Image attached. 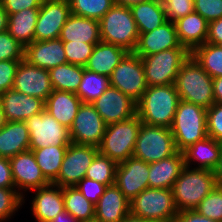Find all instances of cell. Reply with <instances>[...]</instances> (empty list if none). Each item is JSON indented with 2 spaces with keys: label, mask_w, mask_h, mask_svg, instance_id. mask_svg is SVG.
Wrapping results in <instances>:
<instances>
[{
  "label": "cell",
  "mask_w": 222,
  "mask_h": 222,
  "mask_svg": "<svg viewBox=\"0 0 222 222\" xmlns=\"http://www.w3.org/2000/svg\"><path fill=\"white\" fill-rule=\"evenodd\" d=\"M215 103H222V77L213 78Z\"/></svg>",
  "instance_id": "db71d44e"
},
{
  "label": "cell",
  "mask_w": 222,
  "mask_h": 222,
  "mask_svg": "<svg viewBox=\"0 0 222 222\" xmlns=\"http://www.w3.org/2000/svg\"><path fill=\"white\" fill-rule=\"evenodd\" d=\"M25 47L8 31L0 33V61L24 59Z\"/></svg>",
  "instance_id": "7bdbcfd3"
},
{
  "label": "cell",
  "mask_w": 222,
  "mask_h": 222,
  "mask_svg": "<svg viewBox=\"0 0 222 222\" xmlns=\"http://www.w3.org/2000/svg\"><path fill=\"white\" fill-rule=\"evenodd\" d=\"M190 55L187 48H172L141 57L147 85L174 84L180 68Z\"/></svg>",
  "instance_id": "9c48e42d"
},
{
  "label": "cell",
  "mask_w": 222,
  "mask_h": 222,
  "mask_svg": "<svg viewBox=\"0 0 222 222\" xmlns=\"http://www.w3.org/2000/svg\"><path fill=\"white\" fill-rule=\"evenodd\" d=\"M71 14L100 20L114 5L113 0H68Z\"/></svg>",
  "instance_id": "f35d334b"
},
{
  "label": "cell",
  "mask_w": 222,
  "mask_h": 222,
  "mask_svg": "<svg viewBox=\"0 0 222 222\" xmlns=\"http://www.w3.org/2000/svg\"><path fill=\"white\" fill-rule=\"evenodd\" d=\"M84 66L64 63L49 70L54 90L75 93L79 89Z\"/></svg>",
  "instance_id": "d6a6232c"
},
{
  "label": "cell",
  "mask_w": 222,
  "mask_h": 222,
  "mask_svg": "<svg viewBox=\"0 0 222 222\" xmlns=\"http://www.w3.org/2000/svg\"><path fill=\"white\" fill-rule=\"evenodd\" d=\"M199 214L222 222V186H216L195 209Z\"/></svg>",
  "instance_id": "ab89813d"
},
{
  "label": "cell",
  "mask_w": 222,
  "mask_h": 222,
  "mask_svg": "<svg viewBox=\"0 0 222 222\" xmlns=\"http://www.w3.org/2000/svg\"><path fill=\"white\" fill-rule=\"evenodd\" d=\"M9 160L14 186L15 188H19L18 192L21 189L34 190L50 183L37 165L32 150L19 153Z\"/></svg>",
  "instance_id": "ac0fdd59"
},
{
  "label": "cell",
  "mask_w": 222,
  "mask_h": 222,
  "mask_svg": "<svg viewBox=\"0 0 222 222\" xmlns=\"http://www.w3.org/2000/svg\"><path fill=\"white\" fill-rule=\"evenodd\" d=\"M101 41L111 43L133 52L139 32L130 8L114 4L99 20Z\"/></svg>",
  "instance_id": "5b68a950"
},
{
  "label": "cell",
  "mask_w": 222,
  "mask_h": 222,
  "mask_svg": "<svg viewBox=\"0 0 222 222\" xmlns=\"http://www.w3.org/2000/svg\"><path fill=\"white\" fill-rule=\"evenodd\" d=\"M110 86L119 89L136 103L148 88L141 57L128 52L109 76Z\"/></svg>",
  "instance_id": "30bf717a"
},
{
  "label": "cell",
  "mask_w": 222,
  "mask_h": 222,
  "mask_svg": "<svg viewBox=\"0 0 222 222\" xmlns=\"http://www.w3.org/2000/svg\"><path fill=\"white\" fill-rule=\"evenodd\" d=\"M142 121L135 115L130 119L106 126L99 152L117 164L133 156Z\"/></svg>",
  "instance_id": "8992f818"
},
{
  "label": "cell",
  "mask_w": 222,
  "mask_h": 222,
  "mask_svg": "<svg viewBox=\"0 0 222 222\" xmlns=\"http://www.w3.org/2000/svg\"><path fill=\"white\" fill-rule=\"evenodd\" d=\"M174 23L180 44L190 52L206 42L209 22L199 13L193 12Z\"/></svg>",
  "instance_id": "4316f807"
},
{
  "label": "cell",
  "mask_w": 222,
  "mask_h": 222,
  "mask_svg": "<svg viewBox=\"0 0 222 222\" xmlns=\"http://www.w3.org/2000/svg\"><path fill=\"white\" fill-rule=\"evenodd\" d=\"M68 146H48L41 149H33L37 165L44 177L53 183L60 171L61 164Z\"/></svg>",
  "instance_id": "836d02e7"
},
{
  "label": "cell",
  "mask_w": 222,
  "mask_h": 222,
  "mask_svg": "<svg viewBox=\"0 0 222 222\" xmlns=\"http://www.w3.org/2000/svg\"><path fill=\"white\" fill-rule=\"evenodd\" d=\"M179 101L174 84L148 86L136 103V115L143 124L170 128Z\"/></svg>",
  "instance_id": "6da1fadb"
},
{
  "label": "cell",
  "mask_w": 222,
  "mask_h": 222,
  "mask_svg": "<svg viewBox=\"0 0 222 222\" xmlns=\"http://www.w3.org/2000/svg\"><path fill=\"white\" fill-rule=\"evenodd\" d=\"M185 166L183 152L149 164V188L171 189Z\"/></svg>",
  "instance_id": "cb8c5ba5"
},
{
  "label": "cell",
  "mask_w": 222,
  "mask_h": 222,
  "mask_svg": "<svg viewBox=\"0 0 222 222\" xmlns=\"http://www.w3.org/2000/svg\"><path fill=\"white\" fill-rule=\"evenodd\" d=\"M30 136L29 150L48 146H68L71 143L69 129L60 124L45 109L24 121Z\"/></svg>",
  "instance_id": "8fae6325"
},
{
  "label": "cell",
  "mask_w": 222,
  "mask_h": 222,
  "mask_svg": "<svg viewBox=\"0 0 222 222\" xmlns=\"http://www.w3.org/2000/svg\"><path fill=\"white\" fill-rule=\"evenodd\" d=\"M114 4H118V5H122L128 8H131L132 6L142 3V2H146L149 0H113Z\"/></svg>",
  "instance_id": "680465c9"
},
{
  "label": "cell",
  "mask_w": 222,
  "mask_h": 222,
  "mask_svg": "<svg viewBox=\"0 0 222 222\" xmlns=\"http://www.w3.org/2000/svg\"><path fill=\"white\" fill-rule=\"evenodd\" d=\"M99 148L91 145L70 143L65 152L59 175L53 182L64 188L76 186L86 175Z\"/></svg>",
  "instance_id": "7c38bea8"
},
{
  "label": "cell",
  "mask_w": 222,
  "mask_h": 222,
  "mask_svg": "<svg viewBox=\"0 0 222 222\" xmlns=\"http://www.w3.org/2000/svg\"><path fill=\"white\" fill-rule=\"evenodd\" d=\"M63 198L65 210L79 222H92L95 219V205L90 202L76 186L64 187Z\"/></svg>",
  "instance_id": "e575fe53"
},
{
  "label": "cell",
  "mask_w": 222,
  "mask_h": 222,
  "mask_svg": "<svg viewBox=\"0 0 222 222\" xmlns=\"http://www.w3.org/2000/svg\"><path fill=\"white\" fill-rule=\"evenodd\" d=\"M180 100L205 109L214 103L213 78L190 55L177 74L175 83Z\"/></svg>",
  "instance_id": "3957f363"
},
{
  "label": "cell",
  "mask_w": 222,
  "mask_h": 222,
  "mask_svg": "<svg viewBox=\"0 0 222 222\" xmlns=\"http://www.w3.org/2000/svg\"><path fill=\"white\" fill-rule=\"evenodd\" d=\"M130 213V201L114 184L107 186L95 205L96 222H121Z\"/></svg>",
  "instance_id": "603a6c76"
},
{
  "label": "cell",
  "mask_w": 222,
  "mask_h": 222,
  "mask_svg": "<svg viewBox=\"0 0 222 222\" xmlns=\"http://www.w3.org/2000/svg\"><path fill=\"white\" fill-rule=\"evenodd\" d=\"M50 222H79L72 214L64 210L60 212L53 220Z\"/></svg>",
  "instance_id": "11a10c76"
},
{
  "label": "cell",
  "mask_w": 222,
  "mask_h": 222,
  "mask_svg": "<svg viewBox=\"0 0 222 222\" xmlns=\"http://www.w3.org/2000/svg\"><path fill=\"white\" fill-rule=\"evenodd\" d=\"M207 134L222 143V103H214L207 108Z\"/></svg>",
  "instance_id": "f6af8a7d"
},
{
  "label": "cell",
  "mask_w": 222,
  "mask_h": 222,
  "mask_svg": "<svg viewBox=\"0 0 222 222\" xmlns=\"http://www.w3.org/2000/svg\"><path fill=\"white\" fill-rule=\"evenodd\" d=\"M173 222H218L202 216L196 210L180 211L178 212Z\"/></svg>",
  "instance_id": "f5cc1de1"
},
{
  "label": "cell",
  "mask_w": 222,
  "mask_h": 222,
  "mask_svg": "<svg viewBox=\"0 0 222 222\" xmlns=\"http://www.w3.org/2000/svg\"><path fill=\"white\" fill-rule=\"evenodd\" d=\"M0 103L6 121H22L44 110L45 102L42 99L28 96L9 89L0 96Z\"/></svg>",
  "instance_id": "ffe728a7"
},
{
  "label": "cell",
  "mask_w": 222,
  "mask_h": 222,
  "mask_svg": "<svg viewBox=\"0 0 222 222\" xmlns=\"http://www.w3.org/2000/svg\"><path fill=\"white\" fill-rule=\"evenodd\" d=\"M106 123L91 103H82L69 128L71 143L99 147Z\"/></svg>",
  "instance_id": "4fadbf2b"
},
{
  "label": "cell",
  "mask_w": 222,
  "mask_h": 222,
  "mask_svg": "<svg viewBox=\"0 0 222 222\" xmlns=\"http://www.w3.org/2000/svg\"><path fill=\"white\" fill-rule=\"evenodd\" d=\"M59 38L62 42L99 43L100 23L96 19L71 14L61 29Z\"/></svg>",
  "instance_id": "83f0119b"
},
{
  "label": "cell",
  "mask_w": 222,
  "mask_h": 222,
  "mask_svg": "<svg viewBox=\"0 0 222 222\" xmlns=\"http://www.w3.org/2000/svg\"><path fill=\"white\" fill-rule=\"evenodd\" d=\"M130 213L152 222H173L178 211L171 189L147 188L130 202Z\"/></svg>",
  "instance_id": "52a82bcc"
},
{
  "label": "cell",
  "mask_w": 222,
  "mask_h": 222,
  "mask_svg": "<svg viewBox=\"0 0 222 222\" xmlns=\"http://www.w3.org/2000/svg\"><path fill=\"white\" fill-rule=\"evenodd\" d=\"M163 6L166 18L171 22L194 12V0H165Z\"/></svg>",
  "instance_id": "ee69618b"
},
{
  "label": "cell",
  "mask_w": 222,
  "mask_h": 222,
  "mask_svg": "<svg viewBox=\"0 0 222 222\" xmlns=\"http://www.w3.org/2000/svg\"><path fill=\"white\" fill-rule=\"evenodd\" d=\"M33 191L37 192L32 200V212L37 222H50L65 210L62 187L49 183Z\"/></svg>",
  "instance_id": "7402d4cb"
},
{
  "label": "cell",
  "mask_w": 222,
  "mask_h": 222,
  "mask_svg": "<svg viewBox=\"0 0 222 222\" xmlns=\"http://www.w3.org/2000/svg\"><path fill=\"white\" fill-rule=\"evenodd\" d=\"M172 48L186 47L179 42L175 23L167 21L150 32L140 33L133 52L143 57Z\"/></svg>",
  "instance_id": "d6986e66"
},
{
  "label": "cell",
  "mask_w": 222,
  "mask_h": 222,
  "mask_svg": "<svg viewBox=\"0 0 222 222\" xmlns=\"http://www.w3.org/2000/svg\"><path fill=\"white\" fill-rule=\"evenodd\" d=\"M121 222H152V221L145 220L140 217H136L132 215L131 213H129Z\"/></svg>",
  "instance_id": "91938a15"
},
{
  "label": "cell",
  "mask_w": 222,
  "mask_h": 222,
  "mask_svg": "<svg viewBox=\"0 0 222 222\" xmlns=\"http://www.w3.org/2000/svg\"><path fill=\"white\" fill-rule=\"evenodd\" d=\"M106 125L130 119L136 115V102L119 89L109 86L91 103Z\"/></svg>",
  "instance_id": "e0dca14e"
},
{
  "label": "cell",
  "mask_w": 222,
  "mask_h": 222,
  "mask_svg": "<svg viewBox=\"0 0 222 222\" xmlns=\"http://www.w3.org/2000/svg\"><path fill=\"white\" fill-rule=\"evenodd\" d=\"M76 187L90 202L94 205L98 203L100 197L104 194L106 185L101 184L95 180L84 177Z\"/></svg>",
  "instance_id": "c3c4849f"
},
{
  "label": "cell",
  "mask_w": 222,
  "mask_h": 222,
  "mask_svg": "<svg viewBox=\"0 0 222 222\" xmlns=\"http://www.w3.org/2000/svg\"><path fill=\"white\" fill-rule=\"evenodd\" d=\"M21 60L0 61V96L12 89L17 67Z\"/></svg>",
  "instance_id": "7dc6e473"
},
{
  "label": "cell",
  "mask_w": 222,
  "mask_h": 222,
  "mask_svg": "<svg viewBox=\"0 0 222 222\" xmlns=\"http://www.w3.org/2000/svg\"><path fill=\"white\" fill-rule=\"evenodd\" d=\"M221 150L222 143L207 136L183 151L185 165L189 167L191 161L196 160L199 162L196 168L214 171L218 165Z\"/></svg>",
  "instance_id": "f546056e"
},
{
  "label": "cell",
  "mask_w": 222,
  "mask_h": 222,
  "mask_svg": "<svg viewBox=\"0 0 222 222\" xmlns=\"http://www.w3.org/2000/svg\"><path fill=\"white\" fill-rule=\"evenodd\" d=\"M13 89L19 93L42 99L44 102L52 93L53 86L49 71L22 59L17 67Z\"/></svg>",
  "instance_id": "9a60e30c"
},
{
  "label": "cell",
  "mask_w": 222,
  "mask_h": 222,
  "mask_svg": "<svg viewBox=\"0 0 222 222\" xmlns=\"http://www.w3.org/2000/svg\"><path fill=\"white\" fill-rule=\"evenodd\" d=\"M128 51L120 46L100 41L93 49L85 69L97 74L110 76Z\"/></svg>",
  "instance_id": "f1b7e54d"
},
{
  "label": "cell",
  "mask_w": 222,
  "mask_h": 222,
  "mask_svg": "<svg viewBox=\"0 0 222 222\" xmlns=\"http://www.w3.org/2000/svg\"><path fill=\"white\" fill-rule=\"evenodd\" d=\"M40 8H28L8 15V32L24 47L34 41L35 26Z\"/></svg>",
  "instance_id": "1f68e13d"
},
{
  "label": "cell",
  "mask_w": 222,
  "mask_h": 222,
  "mask_svg": "<svg viewBox=\"0 0 222 222\" xmlns=\"http://www.w3.org/2000/svg\"><path fill=\"white\" fill-rule=\"evenodd\" d=\"M97 43L63 42L67 63L85 66Z\"/></svg>",
  "instance_id": "60d3db41"
},
{
  "label": "cell",
  "mask_w": 222,
  "mask_h": 222,
  "mask_svg": "<svg viewBox=\"0 0 222 222\" xmlns=\"http://www.w3.org/2000/svg\"><path fill=\"white\" fill-rule=\"evenodd\" d=\"M133 18L139 34L150 32L167 22L163 3L158 0H149L132 6Z\"/></svg>",
  "instance_id": "4dcf8cb0"
},
{
  "label": "cell",
  "mask_w": 222,
  "mask_h": 222,
  "mask_svg": "<svg viewBox=\"0 0 222 222\" xmlns=\"http://www.w3.org/2000/svg\"><path fill=\"white\" fill-rule=\"evenodd\" d=\"M8 30V14L0 4V33Z\"/></svg>",
  "instance_id": "9f6ffc18"
},
{
  "label": "cell",
  "mask_w": 222,
  "mask_h": 222,
  "mask_svg": "<svg viewBox=\"0 0 222 222\" xmlns=\"http://www.w3.org/2000/svg\"><path fill=\"white\" fill-rule=\"evenodd\" d=\"M184 166L171 188L178 212L195 210L216 186L214 171Z\"/></svg>",
  "instance_id": "7a4b0ae2"
},
{
  "label": "cell",
  "mask_w": 222,
  "mask_h": 222,
  "mask_svg": "<svg viewBox=\"0 0 222 222\" xmlns=\"http://www.w3.org/2000/svg\"><path fill=\"white\" fill-rule=\"evenodd\" d=\"M148 174L149 163L132 156L117 165L115 185L131 202L139 193L149 188Z\"/></svg>",
  "instance_id": "2e32d148"
},
{
  "label": "cell",
  "mask_w": 222,
  "mask_h": 222,
  "mask_svg": "<svg viewBox=\"0 0 222 222\" xmlns=\"http://www.w3.org/2000/svg\"><path fill=\"white\" fill-rule=\"evenodd\" d=\"M82 103L75 93L53 90L45 101L44 109L69 129Z\"/></svg>",
  "instance_id": "d4e9b609"
},
{
  "label": "cell",
  "mask_w": 222,
  "mask_h": 222,
  "mask_svg": "<svg viewBox=\"0 0 222 222\" xmlns=\"http://www.w3.org/2000/svg\"><path fill=\"white\" fill-rule=\"evenodd\" d=\"M23 200V192H18L15 188H0V222L11 218Z\"/></svg>",
  "instance_id": "b9f144b4"
},
{
  "label": "cell",
  "mask_w": 222,
  "mask_h": 222,
  "mask_svg": "<svg viewBox=\"0 0 222 222\" xmlns=\"http://www.w3.org/2000/svg\"><path fill=\"white\" fill-rule=\"evenodd\" d=\"M206 42L214 45L222 44V18L209 22Z\"/></svg>",
  "instance_id": "816d5d0a"
},
{
  "label": "cell",
  "mask_w": 222,
  "mask_h": 222,
  "mask_svg": "<svg viewBox=\"0 0 222 222\" xmlns=\"http://www.w3.org/2000/svg\"><path fill=\"white\" fill-rule=\"evenodd\" d=\"M43 0H0L7 14H14L28 8H40Z\"/></svg>",
  "instance_id": "681fc988"
},
{
  "label": "cell",
  "mask_w": 222,
  "mask_h": 222,
  "mask_svg": "<svg viewBox=\"0 0 222 222\" xmlns=\"http://www.w3.org/2000/svg\"><path fill=\"white\" fill-rule=\"evenodd\" d=\"M71 15L68 0H45L39 9L34 40L45 41L60 36L66 20Z\"/></svg>",
  "instance_id": "5bb4252c"
},
{
  "label": "cell",
  "mask_w": 222,
  "mask_h": 222,
  "mask_svg": "<svg viewBox=\"0 0 222 222\" xmlns=\"http://www.w3.org/2000/svg\"><path fill=\"white\" fill-rule=\"evenodd\" d=\"M110 86L109 77L84 68L76 95L83 103H92Z\"/></svg>",
  "instance_id": "8d00e7d4"
},
{
  "label": "cell",
  "mask_w": 222,
  "mask_h": 222,
  "mask_svg": "<svg viewBox=\"0 0 222 222\" xmlns=\"http://www.w3.org/2000/svg\"><path fill=\"white\" fill-rule=\"evenodd\" d=\"M177 152L170 128L141 124L133 156L146 163H154Z\"/></svg>",
  "instance_id": "ba28073f"
},
{
  "label": "cell",
  "mask_w": 222,
  "mask_h": 222,
  "mask_svg": "<svg viewBox=\"0 0 222 222\" xmlns=\"http://www.w3.org/2000/svg\"><path fill=\"white\" fill-rule=\"evenodd\" d=\"M6 118L4 115V111L2 109L1 103H0V128H2L6 124Z\"/></svg>",
  "instance_id": "94428289"
},
{
  "label": "cell",
  "mask_w": 222,
  "mask_h": 222,
  "mask_svg": "<svg viewBox=\"0 0 222 222\" xmlns=\"http://www.w3.org/2000/svg\"><path fill=\"white\" fill-rule=\"evenodd\" d=\"M194 12L208 22L222 18V0H194Z\"/></svg>",
  "instance_id": "bcb514c9"
},
{
  "label": "cell",
  "mask_w": 222,
  "mask_h": 222,
  "mask_svg": "<svg viewBox=\"0 0 222 222\" xmlns=\"http://www.w3.org/2000/svg\"><path fill=\"white\" fill-rule=\"evenodd\" d=\"M24 59L48 71L67 63L63 42L60 38L45 41L34 40L25 47Z\"/></svg>",
  "instance_id": "44dd1931"
},
{
  "label": "cell",
  "mask_w": 222,
  "mask_h": 222,
  "mask_svg": "<svg viewBox=\"0 0 222 222\" xmlns=\"http://www.w3.org/2000/svg\"><path fill=\"white\" fill-rule=\"evenodd\" d=\"M191 55L212 77H222V46L205 42L196 47Z\"/></svg>",
  "instance_id": "d590c367"
},
{
  "label": "cell",
  "mask_w": 222,
  "mask_h": 222,
  "mask_svg": "<svg viewBox=\"0 0 222 222\" xmlns=\"http://www.w3.org/2000/svg\"><path fill=\"white\" fill-rule=\"evenodd\" d=\"M216 184L222 186V150L217 167L214 170Z\"/></svg>",
  "instance_id": "6f0895ef"
},
{
  "label": "cell",
  "mask_w": 222,
  "mask_h": 222,
  "mask_svg": "<svg viewBox=\"0 0 222 222\" xmlns=\"http://www.w3.org/2000/svg\"><path fill=\"white\" fill-rule=\"evenodd\" d=\"M117 165L118 164L108 156L98 152L87 169L85 177L106 186L114 185Z\"/></svg>",
  "instance_id": "74e56055"
},
{
  "label": "cell",
  "mask_w": 222,
  "mask_h": 222,
  "mask_svg": "<svg viewBox=\"0 0 222 222\" xmlns=\"http://www.w3.org/2000/svg\"><path fill=\"white\" fill-rule=\"evenodd\" d=\"M206 118L207 109L184 100L179 101L170 127L177 151L183 152L208 136Z\"/></svg>",
  "instance_id": "277c9868"
},
{
  "label": "cell",
  "mask_w": 222,
  "mask_h": 222,
  "mask_svg": "<svg viewBox=\"0 0 222 222\" xmlns=\"http://www.w3.org/2000/svg\"><path fill=\"white\" fill-rule=\"evenodd\" d=\"M30 136L28 127L22 121H7L0 128V157L8 158L28 151Z\"/></svg>",
  "instance_id": "484cf974"
},
{
  "label": "cell",
  "mask_w": 222,
  "mask_h": 222,
  "mask_svg": "<svg viewBox=\"0 0 222 222\" xmlns=\"http://www.w3.org/2000/svg\"><path fill=\"white\" fill-rule=\"evenodd\" d=\"M0 188H15L10 160L3 157H0Z\"/></svg>",
  "instance_id": "f907efd6"
}]
</instances>
